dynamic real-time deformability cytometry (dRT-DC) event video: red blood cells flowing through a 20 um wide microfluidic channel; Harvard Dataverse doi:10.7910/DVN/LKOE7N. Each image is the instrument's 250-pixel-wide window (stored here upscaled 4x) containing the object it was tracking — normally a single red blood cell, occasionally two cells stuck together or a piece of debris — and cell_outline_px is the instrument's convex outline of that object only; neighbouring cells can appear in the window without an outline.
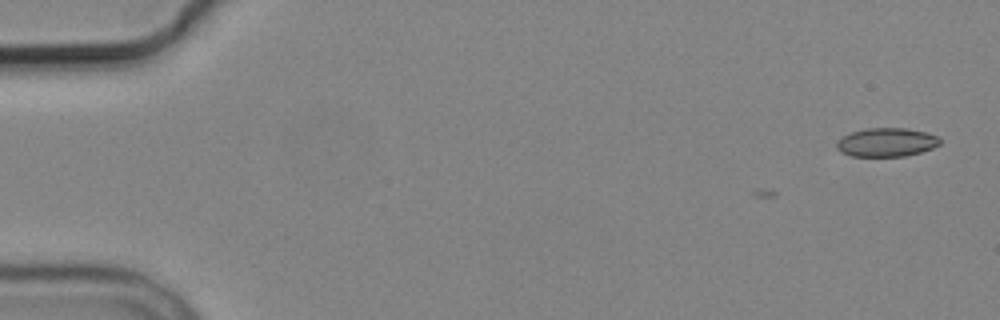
{"species": "common noctule bat (a hibernating species)", "species_latin": "Nyctalus noctula", "temperature_condition": "cold", "stored_images_in_passage": 2, "camera_frame_rate_fps": 3000, "um_per_image_px": 0.085, "animal": {"sex": "male", "body_mass_g": 19.2, "forearm_length_mm": 51.8}, "frame": {"image": 1, "passage_image": 2, "time_ms": 1.0, "image_size_px": [1000, 320], "cell_outline_px": [[940, 144], [932, 148], [920, 152], [904, 156], [852, 156], [840, 152], [836, 148], [836, 144], [844, 136], [852, 132], [868, 128], [908, 128], [924, 132], [936, 136], [940, 140]], "centroid_in_image_um": [75.35, 12.1], "position_along_channel_um": 9.7, "area_um2": 17.05}}